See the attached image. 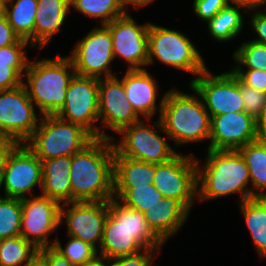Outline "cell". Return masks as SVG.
I'll list each match as a JSON object with an SVG mask.
<instances>
[{"label":"cell","instance_id":"cell-1","mask_svg":"<svg viewBox=\"0 0 266 266\" xmlns=\"http://www.w3.org/2000/svg\"><path fill=\"white\" fill-rule=\"evenodd\" d=\"M114 148L111 139L95 138L71 156L72 202L108 201L114 197Z\"/></svg>","mask_w":266,"mask_h":266},{"label":"cell","instance_id":"cell-2","mask_svg":"<svg viewBox=\"0 0 266 266\" xmlns=\"http://www.w3.org/2000/svg\"><path fill=\"white\" fill-rule=\"evenodd\" d=\"M197 198L210 201L234 193L239 203L251 199L250 174L238 150L207 149L203 167L197 159Z\"/></svg>","mask_w":266,"mask_h":266},{"label":"cell","instance_id":"cell-3","mask_svg":"<svg viewBox=\"0 0 266 266\" xmlns=\"http://www.w3.org/2000/svg\"><path fill=\"white\" fill-rule=\"evenodd\" d=\"M194 94L184 93L173 87L165 92L159 120L174 141L173 146L209 140L211 116L206 110L199 94L190 86Z\"/></svg>","mask_w":266,"mask_h":266},{"label":"cell","instance_id":"cell-4","mask_svg":"<svg viewBox=\"0 0 266 266\" xmlns=\"http://www.w3.org/2000/svg\"><path fill=\"white\" fill-rule=\"evenodd\" d=\"M75 74L68 56L58 54L54 59L29 61L23 84L41 116L55 115L63 107L68 85Z\"/></svg>","mask_w":266,"mask_h":266},{"label":"cell","instance_id":"cell-5","mask_svg":"<svg viewBox=\"0 0 266 266\" xmlns=\"http://www.w3.org/2000/svg\"><path fill=\"white\" fill-rule=\"evenodd\" d=\"M39 121L38 127L25 144L40 160L72 156L95 139L82 126L57 115H44Z\"/></svg>","mask_w":266,"mask_h":266},{"label":"cell","instance_id":"cell-6","mask_svg":"<svg viewBox=\"0 0 266 266\" xmlns=\"http://www.w3.org/2000/svg\"><path fill=\"white\" fill-rule=\"evenodd\" d=\"M169 67L190 72L196 78L207 69L195 44L180 31L150 23L148 29V62L155 59Z\"/></svg>","mask_w":266,"mask_h":266},{"label":"cell","instance_id":"cell-7","mask_svg":"<svg viewBox=\"0 0 266 266\" xmlns=\"http://www.w3.org/2000/svg\"><path fill=\"white\" fill-rule=\"evenodd\" d=\"M146 120L141 119L137 123L124 127L117 133L122 136V139L120 142L117 141L118 143L112 140L114 155L159 164L171 160L178 154L166 139L157 133L160 130V132L167 134L161 121L157 119L151 125L148 122L146 124Z\"/></svg>","mask_w":266,"mask_h":266},{"label":"cell","instance_id":"cell-8","mask_svg":"<svg viewBox=\"0 0 266 266\" xmlns=\"http://www.w3.org/2000/svg\"><path fill=\"white\" fill-rule=\"evenodd\" d=\"M98 96L99 78L75 74L68 85L64 105L55 115L82 126L95 138L115 140L95 124L99 122Z\"/></svg>","mask_w":266,"mask_h":266},{"label":"cell","instance_id":"cell-9","mask_svg":"<svg viewBox=\"0 0 266 266\" xmlns=\"http://www.w3.org/2000/svg\"><path fill=\"white\" fill-rule=\"evenodd\" d=\"M153 185L163 197L176 198L191 211L197 198L196 157L178 153L165 163L155 164Z\"/></svg>","mask_w":266,"mask_h":266},{"label":"cell","instance_id":"cell-10","mask_svg":"<svg viewBox=\"0 0 266 266\" xmlns=\"http://www.w3.org/2000/svg\"><path fill=\"white\" fill-rule=\"evenodd\" d=\"M42 161L26 144H15L2 164L4 196L23 199L42 186Z\"/></svg>","mask_w":266,"mask_h":266},{"label":"cell","instance_id":"cell-11","mask_svg":"<svg viewBox=\"0 0 266 266\" xmlns=\"http://www.w3.org/2000/svg\"><path fill=\"white\" fill-rule=\"evenodd\" d=\"M68 57L77 75L99 79L117 75L110 69L114 62L113 41L105 25L91 29L77 42Z\"/></svg>","mask_w":266,"mask_h":266},{"label":"cell","instance_id":"cell-12","mask_svg":"<svg viewBox=\"0 0 266 266\" xmlns=\"http://www.w3.org/2000/svg\"><path fill=\"white\" fill-rule=\"evenodd\" d=\"M199 94L210 116L245 111L240 90V80L230 70L214 75L207 68L189 82Z\"/></svg>","mask_w":266,"mask_h":266},{"label":"cell","instance_id":"cell-13","mask_svg":"<svg viewBox=\"0 0 266 266\" xmlns=\"http://www.w3.org/2000/svg\"><path fill=\"white\" fill-rule=\"evenodd\" d=\"M24 84L0 91V132L15 144H25L39 122Z\"/></svg>","mask_w":266,"mask_h":266},{"label":"cell","instance_id":"cell-14","mask_svg":"<svg viewBox=\"0 0 266 266\" xmlns=\"http://www.w3.org/2000/svg\"><path fill=\"white\" fill-rule=\"evenodd\" d=\"M21 199L22 220L20 235L38 249L52 247L50 234L61 225V204L43 195H33ZM52 242V243H51Z\"/></svg>","mask_w":266,"mask_h":266},{"label":"cell","instance_id":"cell-15","mask_svg":"<svg viewBox=\"0 0 266 266\" xmlns=\"http://www.w3.org/2000/svg\"><path fill=\"white\" fill-rule=\"evenodd\" d=\"M108 214L109 200L64 203L60 207V223H66L68 236L99 250Z\"/></svg>","mask_w":266,"mask_h":266},{"label":"cell","instance_id":"cell-16","mask_svg":"<svg viewBox=\"0 0 266 266\" xmlns=\"http://www.w3.org/2000/svg\"><path fill=\"white\" fill-rule=\"evenodd\" d=\"M113 41V57L128 62V70L146 69L148 62V29L150 23L137 24L130 13L105 25Z\"/></svg>","mask_w":266,"mask_h":266},{"label":"cell","instance_id":"cell-17","mask_svg":"<svg viewBox=\"0 0 266 266\" xmlns=\"http://www.w3.org/2000/svg\"><path fill=\"white\" fill-rule=\"evenodd\" d=\"M98 105L100 126L115 134L142 119L127 100L122 79L117 76L99 79Z\"/></svg>","mask_w":266,"mask_h":266},{"label":"cell","instance_id":"cell-18","mask_svg":"<svg viewBox=\"0 0 266 266\" xmlns=\"http://www.w3.org/2000/svg\"><path fill=\"white\" fill-rule=\"evenodd\" d=\"M256 140H258L256 120L245 111L211 117L207 149L238 150Z\"/></svg>","mask_w":266,"mask_h":266},{"label":"cell","instance_id":"cell-19","mask_svg":"<svg viewBox=\"0 0 266 266\" xmlns=\"http://www.w3.org/2000/svg\"><path fill=\"white\" fill-rule=\"evenodd\" d=\"M122 82L126 91L127 100L131 103L133 110L141 118L149 120L159 113L161 114L164 96L162 95L159 104L156 105L158 96V85L156 79L147 71V69H126L122 76ZM159 110V111H158Z\"/></svg>","mask_w":266,"mask_h":266},{"label":"cell","instance_id":"cell-20","mask_svg":"<svg viewBox=\"0 0 266 266\" xmlns=\"http://www.w3.org/2000/svg\"><path fill=\"white\" fill-rule=\"evenodd\" d=\"M190 211L176 198L163 197L143 212L149 228L165 244L185 224Z\"/></svg>","mask_w":266,"mask_h":266},{"label":"cell","instance_id":"cell-21","mask_svg":"<svg viewBox=\"0 0 266 266\" xmlns=\"http://www.w3.org/2000/svg\"><path fill=\"white\" fill-rule=\"evenodd\" d=\"M70 9V0H37L34 47L41 50L50 43L65 23Z\"/></svg>","mask_w":266,"mask_h":266},{"label":"cell","instance_id":"cell-22","mask_svg":"<svg viewBox=\"0 0 266 266\" xmlns=\"http://www.w3.org/2000/svg\"><path fill=\"white\" fill-rule=\"evenodd\" d=\"M42 161L41 195L60 204L72 202L70 183L71 156H62Z\"/></svg>","mask_w":266,"mask_h":266},{"label":"cell","instance_id":"cell-23","mask_svg":"<svg viewBox=\"0 0 266 266\" xmlns=\"http://www.w3.org/2000/svg\"><path fill=\"white\" fill-rule=\"evenodd\" d=\"M144 249L121 221H116L108 214L98 250L99 258L107 261L116 257L134 255Z\"/></svg>","mask_w":266,"mask_h":266},{"label":"cell","instance_id":"cell-24","mask_svg":"<svg viewBox=\"0 0 266 266\" xmlns=\"http://www.w3.org/2000/svg\"><path fill=\"white\" fill-rule=\"evenodd\" d=\"M28 40L19 39L15 44L0 48V91L23 84V77L30 59L27 57Z\"/></svg>","mask_w":266,"mask_h":266},{"label":"cell","instance_id":"cell-25","mask_svg":"<svg viewBox=\"0 0 266 266\" xmlns=\"http://www.w3.org/2000/svg\"><path fill=\"white\" fill-rule=\"evenodd\" d=\"M109 214L128 229L145 249H160L164 243L149 228L143 212L132 209L117 198L109 200Z\"/></svg>","mask_w":266,"mask_h":266},{"label":"cell","instance_id":"cell-26","mask_svg":"<svg viewBox=\"0 0 266 266\" xmlns=\"http://www.w3.org/2000/svg\"><path fill=\"white\" fill-rule=\"evenodd\" d=\"M155 164L114 155V186L153 185Z\"/></svg>","mask_w":266,"mask_h":266},{"label":"cell","instance_id":"cell-27","mask_svg":"<svg viewBox=\"0 0 266 266\" xmlns=\"http://www.w3.org/2000/svg\"><path fill=\"white\" fill-rule=\"evenodd\" d=\"M251 179V199L266 197V141L256 140L238 149Z\"/></svg>","mask_w":266,"mask_h":266},{"label":"cell","instance_id":"cell-28","mask_svg":"<svg viewBox=\"0 0 266 266\" xmlns=\"http://www.w3.org/2000/svg\"><path fill=\"white\" fill-rule=\"evenodd\" d=\"M240 204V210L259 256L266 258V197H255Z\"/></svg>","mask_w":266,"mask_h":266},{"label":"cell","instance_id":"cell-29","mask_svg":"<svg viewBox=\"0 0 266 266\" xmlns=\"http://www.w3.org/2000/svg\"><path fill=\"white\" fill-rule=\"evenodd\" d=\"M37 13V0H10L4 4V16L21 38L34 47V26Z\"/></svg>","mask_w":266,"mask_h":266},{"label":"cell","instance_id":"cell-30","mask_svg":"<svg viewBox=\"0 0 266 266\" xmlns=\"http://www.w3.org/2000/svg\"><path fill=\"white\" fill-rule=\"evenodd\" d=\"M242 12L248 11L241 6L229 3L206 23L208 32L218 42H229L240 35L244 27Z\"/></svg>","mask_w":266,"mask_h":266},{"label":"cell","instance_id":"cell-31","mask_svg":"<svg viewBox=\"0 0 266 266\" xmlns=\"http://www.w3.org/2000/svg\"><path fill=\"white\" fill-rule=\"evenodd\" d=\"M39 249L21 235L0 239V266H22L38 257Z\"/></svg>","mask_w":266,"mask_h":266},{"label":"cell","instance_id":"cell-32","mask_svg":"<svg viewBox=\"0 0 266 266\" xmlns=\"http://www.w3.org/2000/svg\"><path fill=\"white\" fill-rule=\"evenodd\" d=\"M114 198L127 207L145 212L158 204L163 195L154 185L114 186Z\"/></svg>","mask_w":266,"mask_h":266},{"label":"cell","instance_id":"cell-33","mask_svg":"<svg viewBox=\"0 0 266 266\" xmlns=\"http://www.w3.org/2000/svg\"><path fill=\"white\" fill-rule=\"evenodd\" d=\"M70 7L87 18L100 20L101 25L109 24L126 14L117 0H70Z\"/></svg>","mask_w":266,"mask_h":266},{"label":"cell","instance_id":"cell-34","mask_svg":"<svg viewBox=\"0 0 266 266\" xmlns=\"http://www.w3.org/2000/svg\"><path fill=\"white\" fill-rule=\"evenodd\" d=\"M22 220L21 199L0 197V239L20 236Z\"/></svg>","mask_w":266,"mask_h":266},{"label":"cell","instance_id":"cell-35","mask_svg":"<svg viewBox=\"0 0 266 266\" xmlns=\"http://www.w3.org/2000/svg\"><path fill=\"white\" fill-rule=\"evenodd\" d=\"M67 243L62 247L58 238L54 239L53 248L66 257L73 265L82 266L99 259L98 250L81 239L68 236Z\"/></svg>","mask_w":266,"mask_h":266},{"label":"cell","instance_id":"cell-36","mask_svg":"<svg viewBox=\"0 0 266 266\" xmlns=\"http://www.w3.org/2000/svg\"><path fill=\"white\" fill-rule=\"evenodd\" d=\"M233 67H246L253 70L266 71V45L252 40L242 42L233 53Z\"/></svg>","mask_w":266,"mask_h":266},{"label":"cell","instance_id":"cell-37","mask_svg":"<svg viewBox=\"0 0 266 266\" xmlns=\"http://www.w3.org/2000/svg\"><path fill=\"white\" fill-rule=\"evenodd\" d=\"M240 90L245 112L257 120L266 106V93L248 87L241 81Z\"/></svg>","mask_w":266,"mask_h":266},{"label":"cell","instance_id":"cell-38","mask_svg":"<svg viewBox=\"0 0 266 266\" xmlns=\"http://www.w3.org/2000/svg\"><path fill=\"white\" fill-rule=\"evenodd\" d=\"M160 249H144L143 251L134 254L116 257L105 261L106 266H152L155 259L154 254L158 256Z\"/></svg>","mask_w":266,"mask_h":266},{"label":"cell","instance_id":"cell-39","mask_svg":"<svg viewBox=\"0 0 266 266\" xmlns=\"http://www.w3.org/2000/svg\"><path fill=\"white\" fill-rule=\"evenodd\" d=\"M231 71L246 86L266 93V71L247 69L242 67H233Z\"/></svg>","mask_w":266,"mask_h":266},{"label":"cell","instance_id":"cell-40","mask_svg":"<svg viewBox=\"0 0 266 266\" xmlns=\"http://www.w3.org/2000/svg\"><path fill=\"white\" fill-rule=\"evenodd\" d=\"M229 3L230 0H193L192 7L195 15L207 22Z\"/></svg>","mask_w":266,"mask_h":266},{"label":"cell","instance_id":"cell-41","mask_svg":"<svg viewBox=\"0 0 266 266\" xmlns=\"http://www.w3.org/2000/svg\"><path fill=\"white\" fill-rule=\"evenodd\" d=\"M249 22L251 29L258 36L252 41L266 45V9L253 10Z\"/></svg>","mask_w":266,"mask_h":266},{"label":"cell","instance_id":"cell-42","mask_svg":"<svg viewBox=\"0 0 266 266\" xmlns=\"http://www.w3.org/2000/svg\"><path fill=\"white\" fill-rule=\"evenodd\" d=\"M38 257L45 266H75L66 257L52 247L39 249Z\"/></svg>","mask_w":266,"mask_h":266},{"label":"cell","instance_id":"cell-43","mask_svg":"<svg viewBox=\"0 0 266 266\" xmlns=\"http://www.w3.org/2000/svg\"><path fill=\"white\" fill-rule=\"evenodd\" d=\"M20 37L14 32L8 23L7 18L3 15L0 17V48L15 44Z\"/></svg>","mask_w":266,"mask_h":266},{"label":"cell","instance_id":"cell-44","mask_svg":"<svg viewBox=\"0 0 266 266\" xmlns=\"http://www.w3.org/2000/svg\"><path fill=\"white\" fill-rule=\"evenodd\" d=\"M230 3L241 6L249 13L250 11L257 10L259 7H264V5V9H266V0H230Z\"/></svg>","mask_w":266,"mask_h":266},{"label":"cell","instance_id":"cell-45","mask_svg":"<svg viewBox=\"0 0 266 266\" xmlns=\"http://www.w3.org/2000/svg\"><path fill=\"white\" fill-rule=\"evenodd\" d=\"M15 145L5 134L0 132V165L3 164L7 152Z\"/></svg>","mask_w":266,"mask_h":266},{"label":"cell","instance_id":"cell-46","mask_svg":"<svg viewBox=\"0 0 266 266\" xmlns=\"http://www.w3.org/2000/svg\"><path fill=\"white\" fill-rule=\"evenodd\" d=\"M154 0H117L118 4L120 5L121 9L127 13L128 5L132 4L133 8L139 9L140 7L147 6L148 4L152 3Z\"/></svg>","mask_w":266,"mask_h":266},{"label":"cell","instance_id":"cell-47","mask_svg":"<svg viewBox=\"0 0 266 266\" xmlns=\"http://www.w3.org/2000/svg\"><path fill=\"white\" fill-rule=\"evenodd\" d=\"M256 123L258 139L266 141V106L263 109L261 116L256 120Z\"/></svg>","mask_w":266,"mask_h":266},{"label":"cell","instance_id":"cell-48","mask_svg":"<svg viewBox=\"0 0 266 266\" xmlns=\"http://www.w3.org/2000/svg\"><path fill=\"white\" fill-rule=\"evenodd\" d=\"M82 266H106V263L104 260H102L101 258L97 259L96 261L87 264V265H82Z\"/></svg>","mask_w":266,"mask_h":266},{"label":"cell","instance_id":"cell-49","mask_svg":"<svg viewBox=\"0 0 266 266\" xmlns=\"http://www.w3.org/2000/svg\"><path fill=\"white\" fill-rule=\"evenodd\" d=\"M25 266H45L42 260L37 257L32 263L25 265Z\"/></svg>","mask_w":266,"mask_h":266},{"label":"cell","instance_id":"cell-50","mask_svg":"<svg viewBox=\"0 0 266 266\" xmlns=\"http://www.w3.org/2000/svg\"><path fill=\"white\" fill-rule=\"evenodd\" d=\"M4 15V4L0 1V17Z\"/></svg>","mask_w":266,"mask_h":266},{"label":"cell","instance_id":"cell-51","mask_svg":"<svg viewBox=\"0 0 266 266\" xmlns=\"http://www.w3.org/2000/svg\"><path fill=\"white\" fill-rule=\"evenodd\" d=\"M1 188H2V165H0V191H1Z\"/></svg>","mask_w":266,"mask_h":266},{"label":"cell","instance_id":"cell-52","mask_svg":"<svg viewBox=\"0 0 266 266\" xmlns=\"http://www.w3.org/2000/svg\"><path fill=\"white\" fill-rule=\"evenodd\" d=\"M3 4H6L7 2H9L10 0H0Z\"/></svg>","mask_w":266,"mask_h":266}]
</instances>
